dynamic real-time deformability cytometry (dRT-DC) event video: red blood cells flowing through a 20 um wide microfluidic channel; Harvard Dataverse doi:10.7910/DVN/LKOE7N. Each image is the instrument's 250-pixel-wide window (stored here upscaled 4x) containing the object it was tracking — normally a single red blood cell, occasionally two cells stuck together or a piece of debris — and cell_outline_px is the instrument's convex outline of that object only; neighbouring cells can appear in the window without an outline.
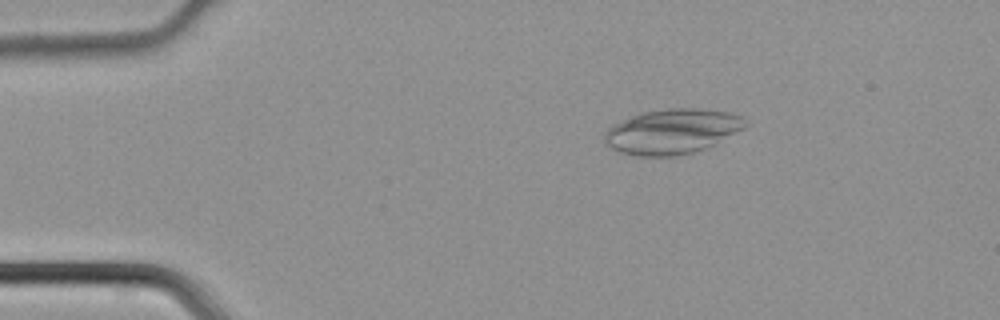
{"species": "common noctule bat (a hibernating species)", "species_latin": "Nyctalus noctula", "temperature_condition": "cold", "stored_images_in_passage": 45, "camera_frame_rate_fps": 3000, "um_per_image_px": 0.085, "animal": {"sex": "male", "body_mass_g": 21.5, "forearm_length_mm": 52.0}, "frame": {"image": 1, "passage_image": 8, "time_ms": 2.333, "image_size_px": [1000, 320], "cell_outline_px": [[748, 124], [744, 128], [704, 148], [692, 152], [676, 156], [636, 156], [620, 152], [604, 144], [604, 132], [612, 124], [632, 116], [644, 112], [668, 108], [700, 108], [728, 112], [744, 116]], "centroid_in_image_um": [57.11, 11.16], "position_along_channel_um": 27.9, "area_um2": 36.76}}
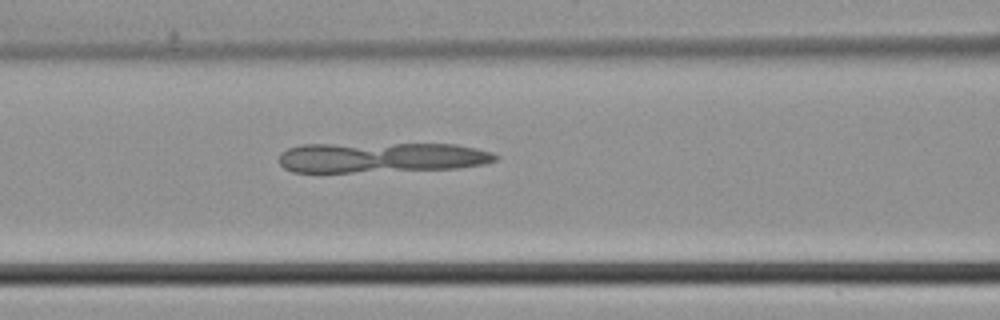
{"frame": {"image": 2, "passage_image": 19, "time_ms": 6.0, "image_size_px": [1000, 320], "cell_outline_px": [[500, 156], [496, 160], [484, 164], [456, 168], [352, 172], [292, 172], [284, 168], [280, 164], [280, 152], [288, 148], [300, 144], [456, 144], [476, 148], [492, 152]], "centroid_in_image_um": [32.39, 13.38], "position_along_channel_um": 134.2, "area_um2": 38.15}}
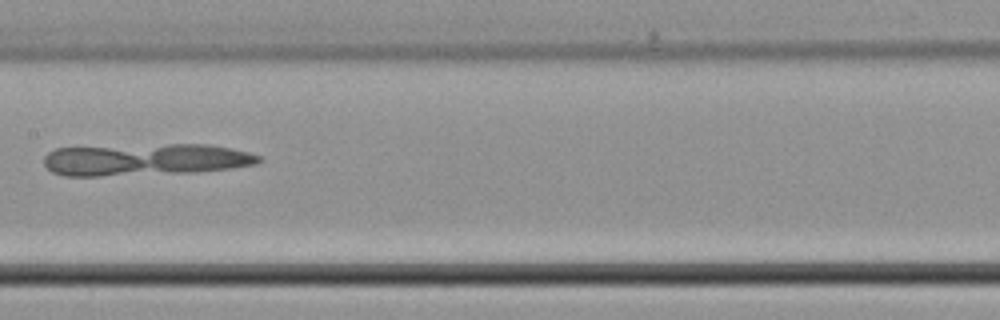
{"frame": {"image": 3, "passage_image": 23, "time_ms": 7.333, "image_size_px": [1000, 320], "cell_outline_px": [[264, 160], [256, 164], [232, 168], [196, 172], [100, 176], [64, 176], [52, 172], [44, 164], [44, 156], [48, 152], [56, 148], [168, 144], [208, 144], [248, 152], [260, 156]], "centroid_in_image_um": [12.35, 13.57], "position_along_channel_um": 195.0, "area_um2": 40.06}}